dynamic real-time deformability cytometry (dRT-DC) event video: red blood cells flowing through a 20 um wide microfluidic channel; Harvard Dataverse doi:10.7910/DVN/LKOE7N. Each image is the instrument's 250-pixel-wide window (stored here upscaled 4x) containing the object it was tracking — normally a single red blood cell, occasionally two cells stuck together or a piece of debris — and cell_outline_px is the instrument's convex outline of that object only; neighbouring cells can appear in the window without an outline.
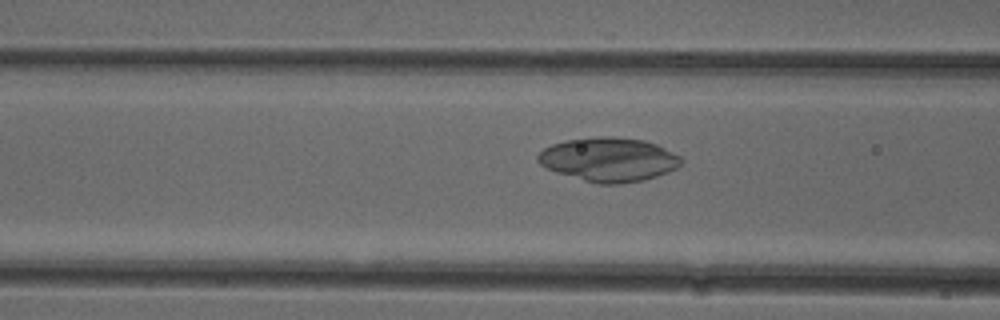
{"species": "common noctule bat (a hibernating species)", "species_latin": "Nyctalus noctula", "temperature_condition": "cold", "stored_images_in_passage": 52, "camera_frame_rate_fps": 3000, "um_per_image_px": 0.085, "animal": {"sex": "female"}, "frame": {"image": 1, "passage_image": 20, "time_ms": 6.333, "image_size_px": [1000, 320], "cell_outline_px": [[684, 160], [676, 168], [668, 172], [644, 180], [620, 184], [596, 184], [556, 172], [544, 168], [536, 160], [536, 156], [544, 148], [552, 144], [564, 140], [600, 136], [612, 136], [644, 140], [656, 144], [680, 156]], "centroid_in_image_um": [51.71, 13.56], "position_along_channel_um": 114.9, "area_um2": 36.93}}
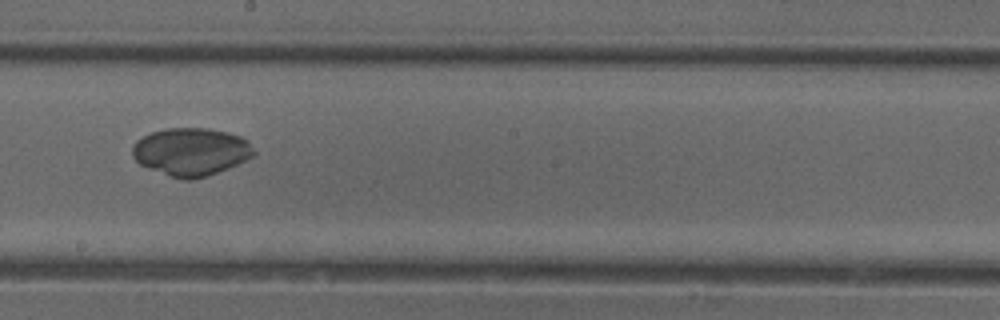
{"frame": {"image": 2, "passage_image": 29, "time_ms": 9.333, "image_size_px": [1000, 320], "cell_outline_px": [[256, 152], [252, 156], [228, 168], [192, 180], [184, 180], [168, 176], [148, 168], [140, 164], [132, 156], [132, 144], [136, 140], [152, 132], [168, 128], [208, 128], [228, 132], [240, 136], [248, 140]], "centroid_in_image_um": [16.21, 12.89], "position_along_channel_um": 232.0, "area_um2": 33.81}}
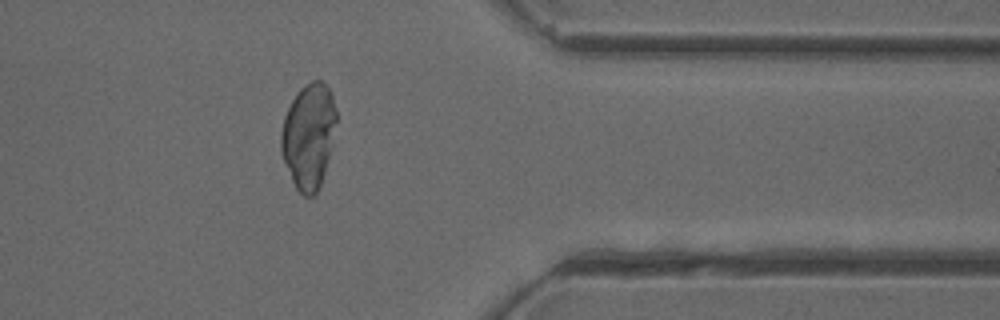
{"frame": {"image": 3, "passage_image": 42, "time_ms": 13.667, "image_size_px": [1000, 320], "cell_outline_px": [[336, 120], [332, 144], [324, 172], [320, 184], [316, 192], [312, 196], [304, 196], [296, 188], [292, 180], [284, 160], [280, 148], [280, 136], [284, 116], [296, 92], [304, 84], [312, 80], [320, 80], [328, 88], [332, 96], [336, 108]], "centroid_in_image_um": [26.22, 11.52], "position_along_channel_um": 385.2, "area_um2": 33.58}}